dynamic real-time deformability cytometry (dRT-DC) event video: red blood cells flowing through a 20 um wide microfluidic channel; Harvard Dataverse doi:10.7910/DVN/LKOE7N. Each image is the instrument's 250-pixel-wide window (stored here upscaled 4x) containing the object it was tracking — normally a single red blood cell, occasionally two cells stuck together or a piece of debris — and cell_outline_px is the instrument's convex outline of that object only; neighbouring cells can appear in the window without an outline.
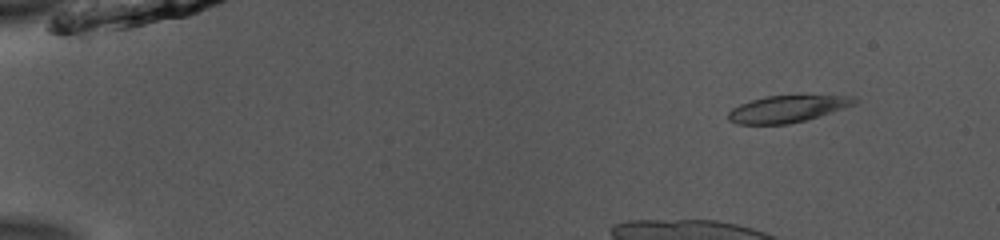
{"species": "common noctule bat (a hibernating species)", "species_latin": "Nyctalus noctula", "temperature_condition": "room temperature", "stored_images_in_passage": 18, "camera_frame_rate_fps": 3000, "um_per_image_px": 0.085, "animal": {"sex": "male", "body_mass_g": 13.0, "forearm_length_mm": 53.1}, "frame": {"image": 1, "passage_image": 6, "time_ms": 1.667, "image_size_px": [1000, 240], "cell_outline_px": [[860, 100], [856, 104], [804, 120], [788, 124], [736, 124], [728, 120], [728, 112], [732, 108], [740, 104], [764, 96], [856, 96]], "centroid_in_image_um": [66.9, 9.25], "position_along_channel_um": 18.1, "area_um2": 19.48}}